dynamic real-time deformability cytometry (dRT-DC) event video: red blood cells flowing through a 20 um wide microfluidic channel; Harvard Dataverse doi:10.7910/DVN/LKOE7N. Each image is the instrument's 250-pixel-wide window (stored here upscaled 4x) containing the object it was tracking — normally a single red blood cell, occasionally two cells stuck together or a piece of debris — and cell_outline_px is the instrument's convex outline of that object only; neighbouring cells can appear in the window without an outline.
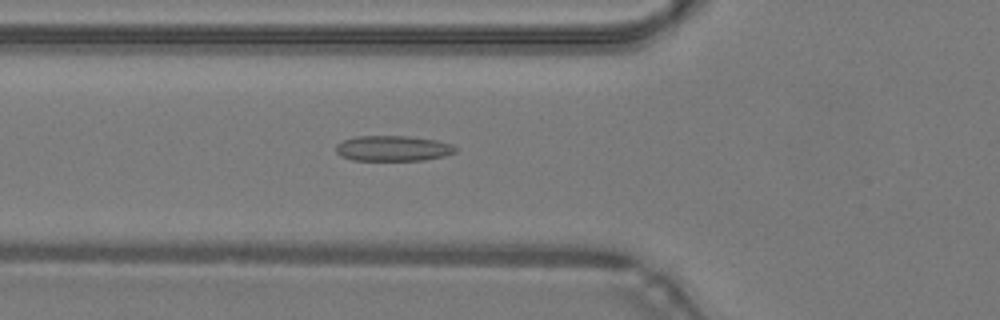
{"species": "common noctule bat (a hibernating species)", "species_latin": "Nyctalus noctula", "temperature_condition": "warm", "stored_images_in_passage": 46, "camera_frame_rate_fps": 3000, "um_per_image_px": 0.085, "animal": {"sex": "male", "body_mass_g": 19.2, "forearm_length_mm": 51.8}, "frame": {"image": 1, "passage_image": 16, "time_ms": 5.0, "image_size_px": [1000, 320], "cell_outline_px": [[456, 152], [444, 156], [424, 160], [352, 160], [340, 156], [336, 152], [336, 144], [344, 140], [356, 136], [408, 136], [436, 140], [452, 144], [456, 148]], "centroid_in_image_um": [33.39, 12.61], "position_along_channel_um": 92.4, "area_um2": 17.74}}
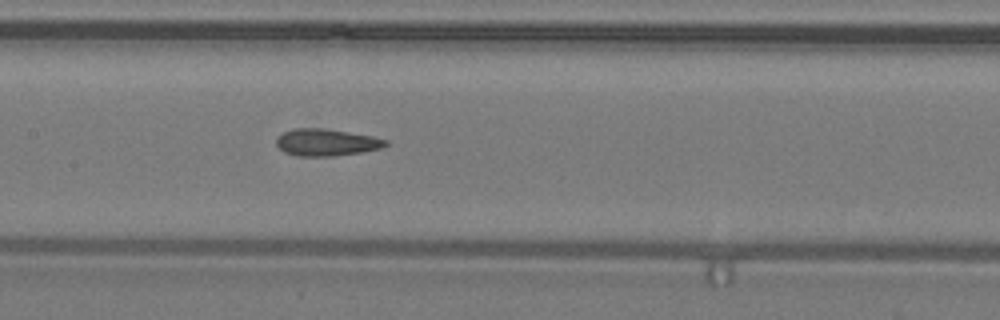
{"frame": {"image": 2, "passage_image": 22, "time_ms": 7.0, "image_size_px": [1000, 320], "cell_outline_px": [[388, 144], [384, 148], [360, 152], [332, 156], [300, 156], [284, 152], [276, 144], [276, 136], [292, 128], [320, 128], [348, 132], [372, 136], [388, 140]], "centroid_in_image_um": [27.74, 12.1], "position_along_channel_um": 179.7, "area_um2": 17.17}}
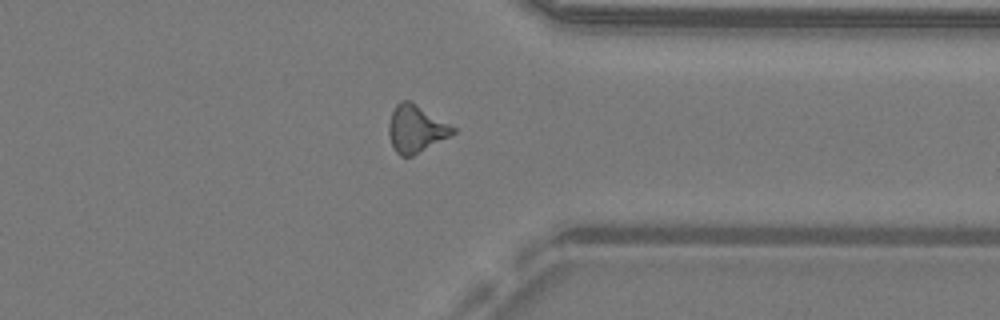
{"frame": {"image": 3, "passage_image": 36, "time_ms": 11.667, "image_size_px": [1000, 320], "cell_outline_px": [[456, 132], [412, 156], [400, 156], [396, 152], [388, 136], [388, 124], [392, 112], [396, 104], [400, 100], [408, 100], [456, 128]], "centroid_in_image_um": [35.31, 10.95], "position_along_channel_um": 376.1, "area_um2": 17.28}, "authors_computed_cell_mechanics": {"area_um2": 16.9354, "velocity_mm_per_s": 4.3135, "shape_relaxation_time_tau1_ms": null, "shape_relaxation_time_tau2_ms": 5.1205, "deformation_change_tau1": null, "deformation_change_tau2": 0.1693}}